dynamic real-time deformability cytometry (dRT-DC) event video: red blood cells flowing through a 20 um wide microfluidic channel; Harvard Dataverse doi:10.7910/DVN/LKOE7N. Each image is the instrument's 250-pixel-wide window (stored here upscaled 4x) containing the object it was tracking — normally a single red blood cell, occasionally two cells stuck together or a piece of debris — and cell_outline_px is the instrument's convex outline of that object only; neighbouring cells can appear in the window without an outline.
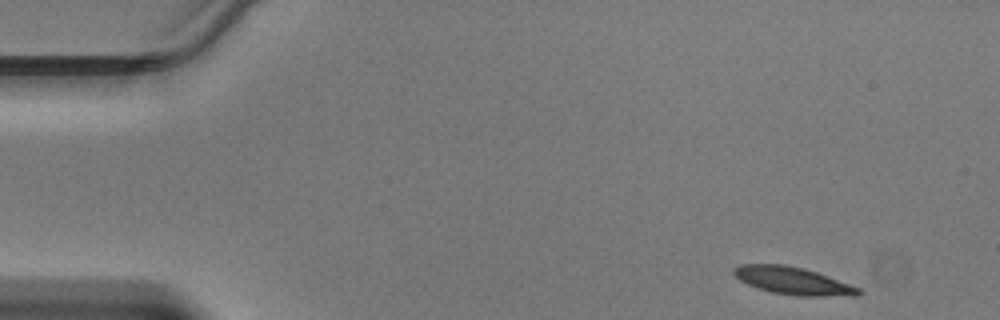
{"species": "Egyptian fruit bat (a non-hibernating species)", "species_latin": "Rousettus aegyptiacus", "temperature_condition": "warm", "stored_images_in_passage": 44, "segment_of_instrument_passage": [1, 2], "camera_frame_rate_fps": 3000, "um_per_image_px": 0.085, "animal": {"sex": "male"}, "frame": {"image": 1, "passage_image": 1, "time_ms": 0.0, "image_size_px": [1000, 320], "cell_outline_px": [[860, 292], [856, 296], [796, 296], [772, 292], [748, 284], [740, 280], [732, 272], [732, 268], [740, 264], [784, 264], [804, 268], [828, 276], [860, 288]], "centroid_in_image_um": [67.38, 23.86], "position_along_channel_um": 17.6, "area_um2": 19.88}}
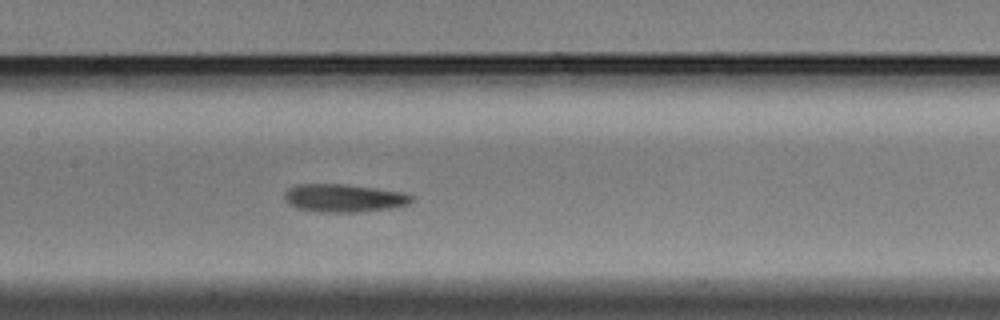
{"frame": {"image": 2, "passage_image": 19, "time_ms": 6.0, "image_size_px": [1000, 320], "cell_outline_px": [[412, 200], [408, 204], [392, 208], [356, 212], [320, 212], [296, 208], [288, 204], [284, 200], [284, 192], [288, 188], [296, 184], [348, 184], [404, 192], [412, 196]], "centroid_in_image_um": [29.19, 16.83], "position_along_channel_um": 178.2, "area_um2": 20.92}}
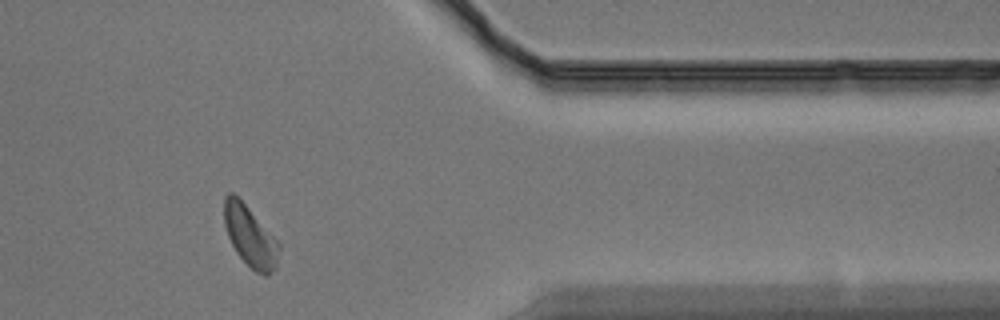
{"frame": {"image": 3, "passage_image": 35, "time_ms": 11.333, "image_size_px": [1000, 320], "cell_outline_px": [[280, 248], [276, 264], [272, 272], [268, 276], [264, 276], [256, 272], [236, 252], [228, 236], [224, 224], [224, 196], [228, 192], [232, 192], [248, 208], [280, 244]], "centroid_in_image_um": [21.24, 20.09], "position_along_channel_um": 390.2, "area_um2": 18.96}}